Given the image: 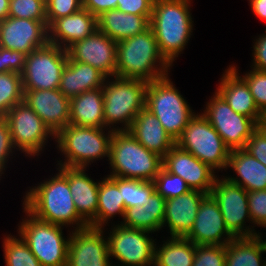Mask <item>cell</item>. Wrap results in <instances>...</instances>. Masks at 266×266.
Returning a JSON list of instances; mask_svg holds the SVG:
<instances>
[{"instance_id": "1", "label": "cell", "mask_w": 266, "mask_h": 266, "mask_svg": "<svg viewBox=\"0 0 266 266\" xmlns=\"http://www.w3.org/2000/svg\"><path fill=\"white\" fill-rule=\"evenodd\" d=\"M58 171L37 187H30L24 196V207L42 221L67 227L75 225L76 230L88 227L76 210L67 177Z\"/></svg>"}, {"instance_id": "2", "label": "cell", "mask_w": 266, "mask_h": 266, "mask_svg": "<svg viewBox=\"0 0 266 266\" xmlns=\"http://www.w3.org/2000/svg\"><path fill=\"white\" fill-rule=\"evenodd\" d=\"M171 66L160 53L150 27L140 34L117 42V77L151 82L167 76Z\"/></svg>"}, {"instance_id": "3", "label": "cell", "mask_w": 266, "mask_h": 266, "mask_svg": "<svg viewBox=\"0 0 266 266\" xmlns=\"http://www.w3.org/2000/svg\"><path fill=\"white\" fill-rule=\"evenodd\" d=\"M191 0H154L150 28L160 53L171 64L192 35Z\"/></svg>"}, {"instance_id": "4", "label": "cell", "mask_w": 266, "mask_h": 266, "mask_svg": "<svg viewBox=\"0 0 266 266\" xmlns=\"http://www.w3.org/2000/svg\"><path fill=\"white\" fill-rule=\"evenodd\" d=\"M108 176L153 182L163 158L146 149L129 131H114L110 142Z\"/></svg>"}, {"instance_id": "5", "label": "cell", "mask_w": 266, "mask_h": 266, "mask_svg": "<svg viewBox=\"0 0 266 266\" xmlns=\"http://www.w3.org/2000/svg\"><path fill=\"white\" fill-rule=\"evenodd\" d=\"M76 126L69 124L55 135V142L59 151L63 153L65 161L57 165L73 168H87L89 163L107 157L109 160L110 142L113 130ZM107 134V135H106Z\"/></svg>"}, {"instance_id": "6", "label": "cell", "mask_w": 266, "mask_h": 266, "mask_svg": "<svg viewBox=\"0 0 266 266\" xmlns=\"http://www.w3.org/2000/svg\"><path fill=\"white\" fill-rule=\"evenodd\" d=\"M112 78L113 81L108 77L102 87L104 122L106 128L113 127V131H128L137 114L146 107L148 82L117 76ZM117 123L122 127L114 128Z\"/></svg>"}, {"instance_id": "7", "label": "cell", "mask_w": 266, "mask_h": 266, "mask_svg": "<svg viewBox=\"0 0 266 266\" xmlns=\"http://www.w3.org/2000/svg\"><path fill=\"white\" fill-rule=\"evenodd\" d=\"M146 108L158 118L175 142L195 115L168 75L148 82Z\"/></svg>"}, {"instance_id": "8", "label": "cell", "mask_w": 266, "mask_h": 266, "mask_svg": "<svg viewBox=\"0 0 266 266\" xmlns=\"http://www.w3.org/2000/svg\"><path fill=\"white\" fill-rule=\"evenodd\" d=\"M26 218L18 226V235L28 244L30 251L42 266H66L69 235L63 236V227L42 221L24 206Z\"/></svg>"}, {"instance_id": "9", "label": "cell", "mask_w": 266, "mask_h": 266, "mask_svg": "<svg viewBox=\"0 0 266 266\" xmlns=\"http://www.w3.org/2000/svg\"><path fill=\"white\" fill-rule=\"evenodd\" d=\"M175 143L213 170H227L231 150L202 113H195Z\"/></svg>"}, {"instance_id": "10", "label": "cell", "mask_w": 266, "mask_h": 266, "mask_svg": "<svg viewBox=\"0 0 266 266\" xmlns=\"http://www.w3.org/2000/svg\"><path fill=\"white\" fill-rule=\"evenodd\" d=\"M67 61V50L50 42L31 51L21 74L23 90L58 89Z\"/></svg>"}, {"instance_id": "11", "label": "cell", "mask_w": 266, "mask_h": 266, "mask_svg": "<svg viewBox=\"0 0 266 266\" xmlns=\"http://www.w3.org/2000/svg\"><path fill=\"white\" fill-rule=\"evenodd\" d=\"M206 103L202 115L219 133L225 145L230 150L245 148L247 140L257 129V123L236 113L217 91Z\"/></svg>"}, {"instance_id": "12", "label": "cell", "mask_w": 266, "mask_h": 266, "mask_svg": "<svg viewBox=\"0 0 266 266\" xmlns=\"http://www.w3.org/2000/svg\"><path fill=\"white\" fill-rule=\"evenodd\" d=\"M4 118L8 123L15 149L27 154L25 156H39L48 143L47 139H55V135L25 101L16 104Z\"/></svg>"}, {"instance_id": "13", "label": "cell", "mask_w": 266, "mask_h": 266, "mask_svg": "<svg viewBox=\"0 0 266 266\" xmlns=\"http://www.w3.org/2000/svg\"><path fill=\"white\" fill-rule=\"evenodd\" d=\"M210 195L220 207L227 230L235 238L257 236L258 232L254 228L245 226V220L251 223V216L248 195L244 188L229 181L226 176L222 179L217 177Z\"/></svg>"}, {"instance_id": "14", "label": "cell", "mask_w": 266, "mask_h": 266, "mask_svg": "<svg viewBox=\"0 0 266 266\" xmlns=\"http://www.w3.org/2000/svg\"><path fill=\"white\" fill-rule=\"evenodd\" d=\"M112 227L107 236L110 257H115L121 266H154L156 243L149 237L151 232L119 223Z\"/></svg>"}, {"instance_id": "15", "label": "cell", "mask_w": 266, "mask_h": 266, "mask_svg": "<svg viewBox=\"0 0 266 266\" xmlns=\"http://www.w3.org/2000/svg\"><path fill=\"white\" fill-rule=\"evenodd\" d=\"M103 230L90 226L73 229L69 236L66 266H114Z\"/></svg>"}, {"instance_id": "16", "label": "cell", "mask_w": 266, "mask_h": 266, "mask_svg": "<svg viewBox=\"0 0 266 266\" xmlns=\"http://www.w3.org/2000/svg\"><path fill=\"white\" fill-rule=\"evenodd\" d=\"M67 53L71 60L89 64L107 78L115 76L117 42L98 29L85 39L71 45Z\"/></svg>"}, {"instance_id": "17", "label": "cell", "mask_w": 266, "mask_h": 266, "mask_svg": "<svg viewBox=\"0 0 266 266\" xmlns=\"http://www.w3.org/2000/svg\"><path fill=\"white\" fill-rule=\"evenodd\" d=\"M47 21L7 17L0 21V45L29 54L48 43Z\"/></svg>"}, {"instance_id": "18", "label": "cell", "mask_w": 266, "mask_h": 266, "mask_svg": "<svg viewBox=\"0 0 266 266\" xmlns=\"http://www.w3.org/2000/svg\"><path fill=\"white\" fill-rule=\"evenodd\" d=\"M162 167L180 176L191 190L201 191L207 195L210 194L217 178L215 170L176 144L163 157Z\"/></svg>"}, {"instance_id": "19", "label": "cell", "mask_w": 266, "mask_h": 266, "mask_svg": "<svg viewBox=\"0 0 266 266\" xmlns=\"http://www.w3.org/2000/svg\"><path fill=\"white\" fill-rule=\"evenodd\" d=\"M185 238L195 245H227L235 238L227 230L220 207L210 194L203 198L193 227Z\"/></svg>"}, {"instance_id": "20", "label": "cell", "mask_w": 266, "mask_h": 266, "mask_svg": "<svg viewBox=\"0 0 266 266\" xmlns=\"http://www.w3.org/2000/svg\"><path fill=\"white\" fill-rule=\"evenodd\" d=\"M24 101L54 135L69 125L70 99L59 89L24 90Z\"/></svg>"}, {"instance_id": "21", "label": "cell", "mask_w": 266, "mask_h": 266, "mask_svg": "<svg viewBox=\"0 0 266 266\" xmlns=\"http://www.w3.org/2000/svg\"><path fill=\"white\" fill-rule=\"evenodd\" d=\"M68 179L70 192L78 214L90 227L96 228L98 190L100 180L95 182L86 173V168L59 166Z\"/></svg>"}, {"instance_id": "22", "label": "cell", "mask_w": 266, "mask_h": 266, "mask_svg": "<svg viewBox=\"0 0 266 266\" xmlns=\"http://www.w3.org/2000/svg\"><path fill=\"white\" fill-rule=\"evenodd\" d=\"M206 193L190 190L166 200L163 225L169 228L171 237H185L193 227L200 204Z\"/></svg>"}, {"instance_id": "23", "label": "cell", "mask_w": 266, "mask_h": 266, "mask_svg": "<svg viewBox=\"0 0 266 266\" xmlns=\"http://www.w3.org/2000/svg\"><path fill=\"white\" fill-rule=\"evenodd\" d=\"M97 30V17L86 9L54 20L48 26V41L67 50Z\"/></svg>"}, {"instance_id": "24", "label": "cell", "mask_w": 266, "mask_h": 266, "mask_svg": "<svg viewBox=\"0 0 266 266\" xmlns=\"http://www.w3.org/2000/svg\"><path fill=\"white\" fill-rule=\"evenodd\" d=\"M237 70V66L230 65L222 75L216 91L236 113L250 117L258 123L262 113L258 110L248 85Z\"/></svg>"}, {"instance_id": "25", "label": "cell", "mask_w": 266, "mask_h": 266, "mask_svg": "<svg viewBox=\"0 0 266 266\" xmlns=\"http://www.w3.org/2000/svg\"><path fill=\"white\" fill-rule=\"evenodd\" d=\"M128 131L146 149L162 158L176 144L158 118L146 107L137 114Z\"/></svg>"}, {"instance_id": "26", "label": "cell", "mask_w": 266, "mask_h": 266, "mask_svg": "<svg viewBox=\"0 0 266 266\" xmlns=\"http://www.w3.org/2000/svg\"><path fill=\"white\" fill-rule=\"evenodd\" d=\"M106 79L102 72L91 65L73 61L68 57L58 89L71 99L83 92L102 88Z\"/></svg>"}, {"instance_id": "27", "label": "cell", "mask_w": 266, "mask_h": 266, "mask_svg": "<svg viewBox=\"0 0 266 266\" xmlns=\"http://www.w3.org/2000/svg\"><path fill=\"white\" fill-rule=\"evenodd\" d=\"M229 167L239 176L226 177L229 181L240 185L247 192L266 190V166L244 148L230 151L227 169Z\"/></svg>"}, {"instance_id": "28", "label": "cell", "mask_w": 266, "mask_h": 266, "mask_svg": "<svg viewBox=\"0 0 266 266\" xmlns=\"http://www.w3.org/2000/svg\"><path fill=\"white\" fill-rule=\"evenodd\" d=\"M149 24L150 20L146 16L124 13L117 8L97 17V29L116 42L144 32Z\"/></svg>"}, {"instance_id": "29", "label": "cell", "mask_w": 266, "mask_h": 266, "mask_svg": "<svg viewBox=\"0 0 266 266\" xmlns=\"http://www.w3.org/2000/svg\"><path fill=\"white\" fill-rule=\"evenodd\" d=\"M69 124L106 128L102 88L83 92L70 99Z\"/></svg>"}, {"instance_id": "30", "label": "cell", "mask_w": 266, "mask_h": 266, "mask_svg": "<svg viewBox=\"0 0 266 266\" xmlns=\"http://www.w3.org/2000/svg\"><path fill=\"white\" fill-rule=\"evenodd\" d=\"M166 200L154 191L143 206L125 210L122 225L154 233L162 230Z\"/></svg>"}, {"instance_id": "31", "label": "cell", "mask_w": 266, "mask_h": 266, "mask_svg": "<svg viewBox=\"0 0 266 266\" xmlns=\"http://www.w3.org/2000/svg\"><path fill=\"white\" fill-rule=\"evenodd\" d=\"M265 249L259 236L234 238L226 245L225 266H266Z\"/></svg>"}, {"instance_id": "32", "label": "cell", "mask_w": 266, "mask_h": 266, "mask_svg": "<svg viewBox=\"0 0 266 266\" xmlns=\"http://www.w3.org/2000/svg\"><path fill=\"white\" fill-rule=\"evenodd\" d=\"M124 200L117 186V177L108 176L100 181L98 190V208L96 228H103L117 214L124 219Z\"/></svg>"}, {"instance_id": "33", "label": "cell", "mask_w": 266, "mask_h": 266, "mask_svg": "<svg viewBox=\"0 0 266 266\" xmlns=\"http://www.w3.org/2000/svg\"><path fill=\"white\" fill-rule=\"evenodd\" d=\"M155 245L154 266H192L196 245L185 237H170ZM159 247V248H158Z\"/></svg>"}, {"instance_id": "34", "label": "cell", "mask_w": 266, "mask_h": 266, "mask_svg": "<svg viewBox=\"0 0 266 266\" xmlns=\"http://www.w3.org/2000/svg\"><path fill=\"white\" fill-rule=\"evenodd\" d=\"M24 101L22 77L18 73H0V117Z\"/></svg>"}, {"instance_id": "35", "label": "cell", "mask_w": 266, "mask_h": 266, "mask_svg": "<svg viewBox=\"0 0 266 266\" xmlns=\"http://www.w3.org/2000/svg\"><path fill=\"white\" fill-rule=\"evenodd\" d=\"M117 186L124 200L125 209L143 206L155 191L154 183L117 177Z\"/></svg>"}, {"instance_id": "36", "label": "cell", "mask_w": 266, "mask_h": 266, "mask_svg": "<svg viewBox=\"0 0 266 266\" xmlns=\"http://www.w3.org/2000/svg\"><path fill=\"white\" fill-rule=\"evenodd\" d=\"M14 235H5L3 242L4 259L6 266H42L30 251L28 244Z\"/></svg>"}, {"instance_id": "37", "label": "cell", "mask_w": 266, "mask_h": 266, "mask_svg": "<svg viewBox=\"0 0 266 266\" xmlns=\"http://www.w3.org/2000/svg\"><path fill=\"white\" fill-rule=\"evenodd\" d=\"M153 183L155 191L165 200L180 196L191 190L180 176L166 171L163 167L153 180Z\"/></svg>"}, {"instance_id": "38", "label": "cell", "mask_w": 266, "mask_h": 266, "mask_svg": "<svg viewBox=\"0 0 266 266\" xmlns=\"http://www.w3.org/2000/svg\"><path fill=\"white\" fill-rule=\"evenodd\" d=\"M9 17L47 21L46 0H10Z\"/></svg>"}, {"instance_id": "39", "label": "cell", "mask_w": 266, "mask_h": 266, "mask_svg": "<svg viewBox=\"0 0 266 266\" xmlns=\"http://www.w3.org/2000/svg\"><path fill=\"white\" fill-rule=\"evenodd\" d=\"M226 245H196L192 266H225Z\"/></svg>"}, {"instance_id": "40", "label": "cell", "mask_w": 266, "mask_h": 266, "mask_svg": "<svg viewBox=\"0 0 266 266\" xmlns=\"http://www.w3.org/2000/svg\"><path fill=\"white\" fill-rule=\"evenodd\" d=\"M240 77L248 85L258 110L263 113L266 110V72L252 68Z\"/></svg>"}, {"instance_id": "41", "label": "cell", "mask_w": 266, "mask_h": 266, "mask_svg": "<svg viewBox=\"0 0 266 266\" xmlns=\"http://www.w3.org/2000/svg\"><path fill=\"white\" fill-rule=\"evenodd\" d=\"M82 8V0H46L47 26L54 20L64 16H70Z\"/></svg>"}, {"instance_id": "42", "label": "cell", "mask_w": 266, "mask_h": 266, "mask_svg": "<svg viewBox=\"0 0 266 266\" xmlns=\"http://www.w3.org/2000/svg\"><path fill=\"white\" fill-rule=\"evenodd\" d=\"M251 222L258 227L266 220V190L247 192Z\"/></svg>"}, {"instance_id": "43", "label": "cell", "mask_w": 266, "mask_h": 266, "mask_svg": "<svg viewBox=\"0 0 266 266\" xmlns=\"http://www.w3.org/2000/svg\"><path fill=\"white\" fill-rule=\"evenodd\" d=\"M27 54L5 49L2 47V53L0 55V73L14 72L22 74L26 62Z\"/></svg>"}, {"instance_id": "44", "label": "cell", "mask_w": 266, "mask_h": 266, "mask_svg": "<svg viewBox=\"0 0 266 266\" xmlns=\"http://www.w3.org/2000/svg\"><path fill=\"white\" fill-rule=\"evenodd\" d=\"M13 150L15 151V147L8 123L4 117H0V178L4 174L3 170H5L10 156L14 154Z\"/></svg>"}, {"instance_id": "45", "label": "cell", "mask_w": 266, "mask_h": 266, "mask_svg": "<svg viewBox=\"0 0 266 266\" xmlns=\"http://www.w3.org/2000/svg\"><path fill=\"white\" fill-rule=\"evenodd\" d=\"M154 0H117V9L124 13L146 16L152 15Z\"/></svg>"}, {"instance_id": "46", "label": "cell", "mask_w": 266, "mask_h": 266, "mask_svg": "<svg viewBox=\"0 0 266 266\" xmlns=\"http://www.w3.org/2000/svg\"><path fill=\"white\" fill-rule=\"evenodd\" d=\"M244 149L266 166V137L258 129L251 134Z\"/></svg>"}, {"instance_id": "47", "label": "cell", "mask_w": 266, "mask_h": 266, "mask_svg": "<svg viewBox=\"0 0 266 266\" xmlns=\"http://www.w3.org/2000/svg\"><path fill=\"white\" fill-rule=\"evenodd\" d=\"M254 41L252 53L253 64L251 68L266 72V29L265 34L260 35Z\"/></svg>"}, {"instance_id": "48", "label": "cell", "mask_w": 266, "mask_h": 266, "mask_svg": "<svg viewBox=\"0 0 266 266\" xmlns=\"http://www.w3.org/2000/svg\"><path fill=\"white\" fill-rule=\"evenodd\" d=\"M83 9L98 17L101 13L116 9L117 0H82Z\"/></svg>"}, {"instance_id": "49", "label": "cell", "mask_w": 266, "mask_h": 266, "mask_svg": "<svg viewBox=\"0 0 266 266\" xmlns=\"http://www.w3.org/2000/svg\"><path fill=\"white\" fill-rule=\"evenodd\" d=\"M249 3L254 15L266 20V0H251Z\"/></svg>"}, {"instance_id": "50", "label": "cell", "mask_w": 266, "mask_h": 266, "mask_svg": "<svg viewBox=\"0 0 266 266\" xmlns=\"http://www.w3.org/2000/svg\"><path fill=\"white\" fill-rule=\"evenodd\" d=\"M9 3L10 0H0V21L9 17Z\"/></svg>"}, {"instance_id": "51", "label": "cell", "mask_w": 266, "mask_h": 266, "mask_svg": "<svg viewBox=\"0 0 266 266\" xmlns=\"http://www.w3.org/2000/svg\"><path fill=\"white\" fill-rule=\"evenodd\" d=\"M257 129L266 137V125L261 120L257 123Z\"/></svg>"}, {"instance_id": "52", "label": "cell", "mask_w": 266, "mask_h": 266, "mask_svg": "<svg viewBox=\"0 0 266 266\" xmlns=\"http://www.w3.org/2000/svg\"><path fill=\"white\" fill-rule=\"evenodd\" d=\"M262 234L258 231V234H257V236H259L260 238H261V241H262V243H263V246H264V249H265V252H266V239H262L263 237L261 236Z\"/></svg>"}, {"instance_id": "53", "label": "cell", "mask_w": 266, "mask_h": 266, "mask_svg": "<svg viewBox=\"0 0 266 266\" xmlns=\"http://www.w3.org/2000/svg\"><path fill=\"white\" fill-rule=\"evenodd\" d=\"M261 121L266 125V110L262 113Z\"/></svg>"}, {"instance_id": "54", "label": "cell", "mask_w": 266, "mask_h": 266, "mask_svg": "<svg viewBox=\"0 0 266 266\" xmlns=\"http://www.w3.org/2000/svg\"><path fill=\"white\" fill-rule=\"evenodd\" d=\"M259 227H264L266 229V220Z\"/></svg>"}, {"instance_id": "55", "label": "cell", "mask_w": 266, "mask_h": 266, "mask_svg": "<svg viewBox=\"0 0 266 266\" xmlns=\"http://www.w3.org/2000/svg\"><path fill=\"white\" fill-rule=\"evenodd\" d=\"M1 53H2V46L0 45V55H1Z\"/></svg>"}]
</instances>
